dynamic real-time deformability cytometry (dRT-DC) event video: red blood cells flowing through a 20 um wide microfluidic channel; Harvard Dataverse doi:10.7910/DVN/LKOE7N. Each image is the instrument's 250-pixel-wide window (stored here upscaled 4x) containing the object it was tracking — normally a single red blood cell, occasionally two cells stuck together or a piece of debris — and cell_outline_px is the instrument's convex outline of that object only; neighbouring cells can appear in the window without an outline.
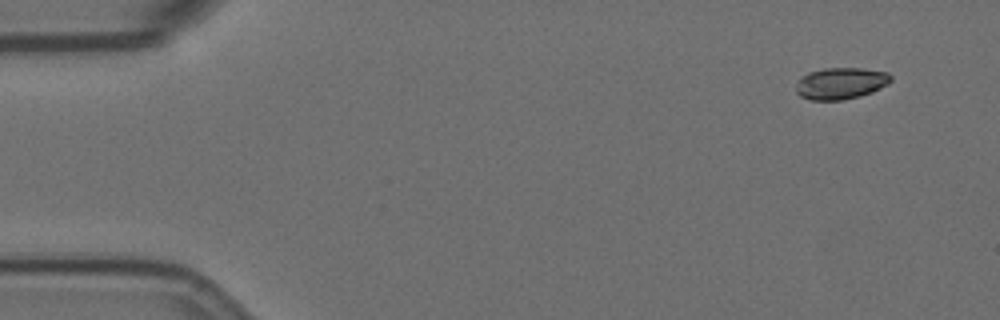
{"species": "Egyptian fruit bat (a non-hibernating species)", "species_latin": "Rousettus aegyptiacus", "temperature_condition": "room temperature", "stored_images_in_passage": 54, "camera_frame_rate_fps": 3000, "um_per_image_px": 0.085, "animal": {"sex": "female"}, "frame": {"image": 1, "passage_image": 1, "time_ms": 0.0, "image_size_px": [1000, 320], "cell_outline_px": [[892, 80], [888, 84], [872, 92], [860, 96], [840, 100], [812, 100], [800, 96], [796, 92], [796, 80], [800, 76], [808, 72], [824, 68], [860, 68], [888, 72], [892, 76]], "centroid_in_image_um": [71.44, 7.07], "position_along_channel_um": 13.6, "area_um2": 17.69}}
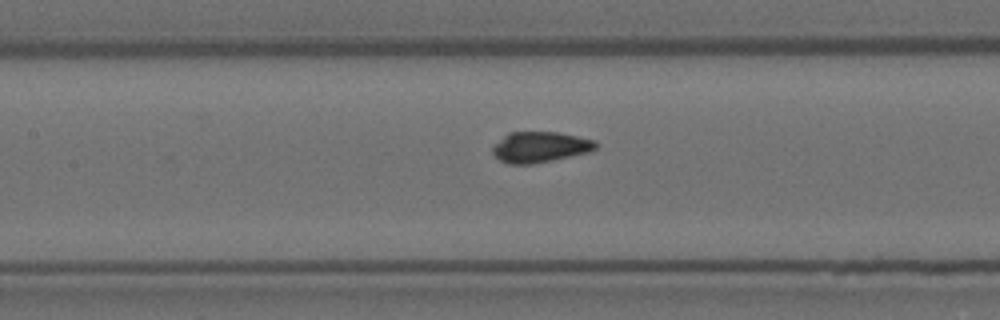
{"frame": {"image": 2, "passage_image": 23, "time_ms": 7.333, "image_size_px": [1000, 320], "cell_outline_px": [[596, 148], [592, 152], [532, 164], [508, 164], [500, 160], [492, 152], [492, 148], [508, 132], [560, 132], [596, 140]], "centroid_in_image_um": [45.94, 12.5], "position_along_channel_um": 161.5, "area_um2": 18.5}}
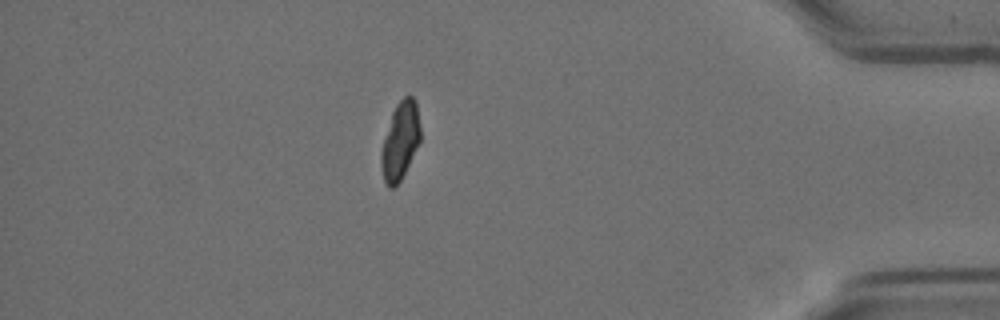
{"frame": {"image": 3, "passage_image": 47, "time_ms": 15.333, "image_size_px": [1000, 320], "cell_outline_px": [[420, 140], [400, 180], [392, 188], [388, 188], [384, 180], [380, 164], [380, 152], [392, 112], [396, 104], [408, 92], [416, 100], [420, 124]], "centroid_in_image_um": [34.01, 11.91], "position_along_channel_um": 401.2, "area_um2": 17.63}, "authors_computed_cell_mechanics": {"area_um2": 18.4382, "velocity_mm_per_s": 3.5318, "shape_relaxation_time_tau1_ms": 11.1117, "shape_relaxation_time_tau2_ms": null, "deformation_change_tau1": 0.194, "deformation_change_tau2": null}}